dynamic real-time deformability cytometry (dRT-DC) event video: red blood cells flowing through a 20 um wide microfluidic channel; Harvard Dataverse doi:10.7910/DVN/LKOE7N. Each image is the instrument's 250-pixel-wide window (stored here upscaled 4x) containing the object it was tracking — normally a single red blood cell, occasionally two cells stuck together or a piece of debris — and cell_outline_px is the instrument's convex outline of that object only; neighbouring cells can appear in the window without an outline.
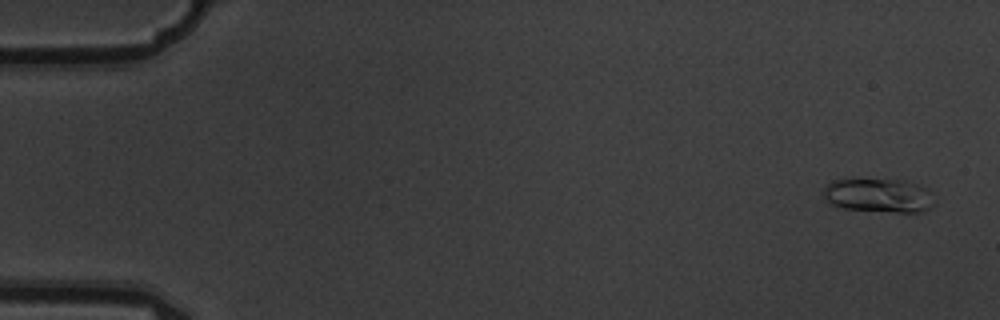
{"species": "common noctule bat (a hibernating species)", "species_latin": "Nyctalus noctula", "temperature_condition": "warm", "stored_images_in_passage": 6, "camera_frame_rate_fps": 3000, "um_per_image_px": 0.085, "animal": {"sex": "male", "body_mass_g": 19.5, "forearm_length_mm": 54.6}, "frame": {"image": 1, "passage_image": 1, "time_ms": 0.0, "image_size_px": [1000, 320], "cell_outline_px": [[936, 204], [924, 212], [896, 212], [844, 208], [832, 204], [824, 196], [824, 188], [832, 180], [904, 180], [928, 188]], "centroid_in_image_um": [74.76, 16.62], "position_along_channel_um": 10.2, "area_um2": 21.73}}